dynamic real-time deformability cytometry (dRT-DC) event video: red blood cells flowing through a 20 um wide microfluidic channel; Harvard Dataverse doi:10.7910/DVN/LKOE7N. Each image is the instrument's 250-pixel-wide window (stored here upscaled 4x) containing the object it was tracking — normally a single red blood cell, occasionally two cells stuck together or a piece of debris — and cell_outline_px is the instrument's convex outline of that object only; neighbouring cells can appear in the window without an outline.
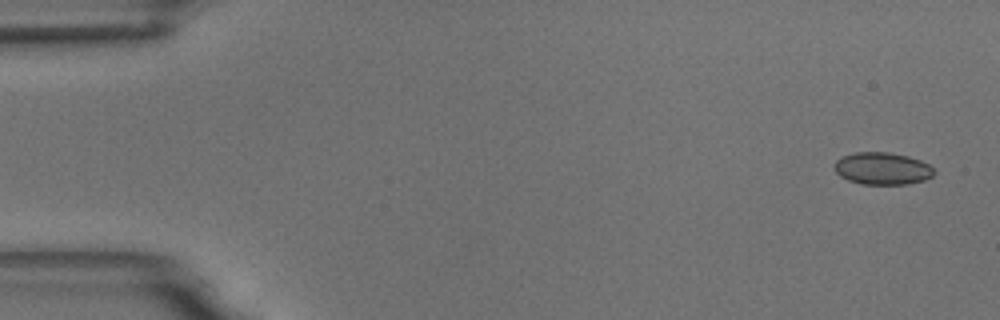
{"species": "common noctule bat (a hibernating species)", "species_latin": "Nyctalus noctula", "temperature_condition": "room temperature", "stored_images_in_passage": 5, "camera_frame_rate_fps": 3000, "um_per_image_px": 0.085, "animal": {"sex": "male", "body_mass_g": 18.8}, "frame": {"image": 1, "passage_image": 1, "time_ms": 0.0, "image_size_px": [1000, 320], "cell_outline_px": [[936, 172], [932, 176], [924, 180], [908, 184], [864, 184], [848, 180], [840, 176], [836, 172], [836, 160], [844, 156], [856, 152], [888, 152], [908, 156], [920, 160], [928, 164]], "centroid_in_image_um": [75.03, 14.32], "position_along_channel_um": 10.0, "area_um2": 18.55}}
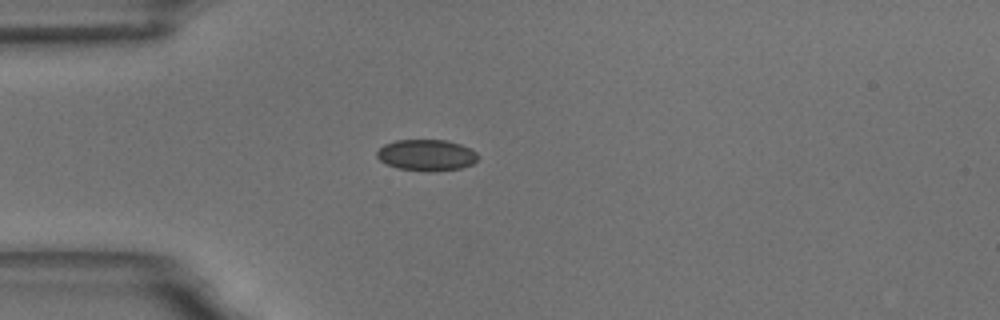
{"frame": {"image": 2, "passage_image": 5, "time_ms": 4.333, "image_size_px": [1000, 320], "cell_outline_px": [[480, 156], [472, 164], [460, 168], [432, 172], [424, 172], [400, 168], [388, 164], [380, 160], [376, 156], [376, 152], [384, 144], [396, 140], [444, 140], [460, 144], [476, 152]], "centroid_in_image_um": [36.25, 13.19], "position_along_channel_um": 48.7, "area_um2": 18.38}}